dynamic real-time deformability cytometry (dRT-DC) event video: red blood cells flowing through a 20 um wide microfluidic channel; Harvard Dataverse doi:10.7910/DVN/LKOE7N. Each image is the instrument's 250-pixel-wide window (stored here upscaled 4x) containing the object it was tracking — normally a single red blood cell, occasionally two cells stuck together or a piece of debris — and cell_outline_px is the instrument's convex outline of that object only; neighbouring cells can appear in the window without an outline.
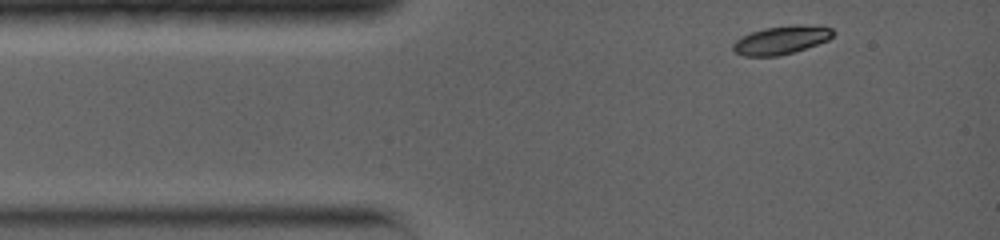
{"species": "common noctule bat (a hibernating species)", "species_latin": "Nyctalus noctula", "temperature_condition": "warm", "stored_images_in_passage": 36, "camera_frame_rate_fps": 5000, "um_per_image_px": 0.085, "animal": {"sex": "female", "body_mass_g": 19.0, "forearm_length_mm": 56.7}, "frame": {"image": 1, "passage_image": 1, "time_ms": 0.0, "image_size_px": [1000, 240], "cell_outline_px": [[832, 36], [828, 40], [780, 56], [744, 56], [736, 52], [732, 48], [732, 44], [736, 40], [752, 32], [764, 28], [796, 24], [800, 24], [832, 28]], "centroid_in_image_um": [66.38, 3.4], "position_along_channel_um": 18.6, "area_um2": 16.18}}
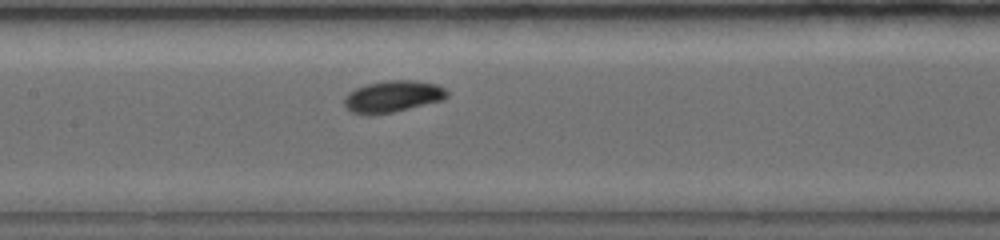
{"frame": {"image": 2, "passage_image": 16, "time_ms": 5.0, "image_size_px": [1000, 240], "cell_outline_px": [[448, 96], [444, 100], [392, 112], [368, 116], [352, 112], [344, 104], [344, 96], [348, 92], [356, 88], [368, 84], [388, 80], [416, 80], [436, 84], [444, 88], [448, 92]], "centroid_in_image_um": [33.38, 8.2], "position_along_channel_um": 174.0, "area_um2": 19.02}}
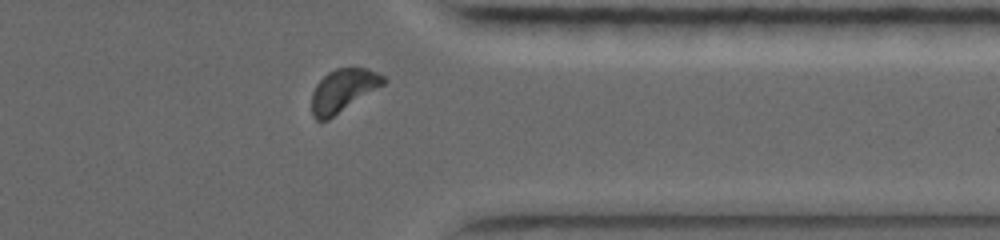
{"frame": {"image": 3, "passage_image": 32, "time_ms": 10.4, "image_size_px": [1000, 240], "cell_outline_px": [[388, 80], [384, 84], [328, 120], [316, 120], [312, 116], [312, 92], [316, 84], [328, 72], [336, 68], [368, 68], [384, 76]], "centroid_in_image_um": [29.16, 7.68], "position_along_channel_um": 382.2, "area_um2": 17.8}, "authors_computed_cell_mechanics": {"area_um2": 17.9469, "velocity_mm_per_s": 3.9137, "shape_relaxation_time_tau1_ms": 1.2299, "shape_relaxation_time_tau2_ms": 7.7486, "deformation_change_tau1": 0.1009, "deformation_change_tau2": 0.1362}}